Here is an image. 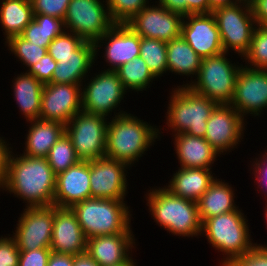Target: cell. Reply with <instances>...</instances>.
Here are the masks:
<instances>
[{"label":"cell","mask_w":267,"mask_h":266,"mask_svg":"<svg viewBox=\"0 0 267 266\" xmlns=\"http://www.w3.org/2000/svg\"><path fill=\"white\" fill-rule=\"evenodd\" d=\"M228 266H267V248L256 243L248 252L235 258Z\"/></svg>","instance_id":"cell-41"},{"label":"cell","mask_w":267,"mask_h":266,"mask_svg":"<svg viewBox=\"0 0 267 266\" xmlns=\"http://www.w3.org/2000/svg\"><path fill=\"white\" fill-rule=\"evenodd\" d=\"M209 0H186V15L212 13Z\"/></svg>","instance_id":"cell-46"},{"label":"cell","mask_w":267,"mask_h":266,"mask_svg":"<svg viewBox=\"0 0 267 266\" xmlns=\"http://www.w3.org/2000/svg\"><path fill=\"white\" fill-rule=\"evenodd\" d=\"M20 250L10 234L0 237V266H18Z\"/></svg>","instance_id":"cell-40"},{"label":"cell","mask_w":267,"mask_h":266,"mask_svg":"<svg viewBox=\"0 0 267 266\" xmlns=\"http://www.w3.org/2000/svg\"><path fill=\"white\" fill-rule=\"evenodd\" d=\"M228 54L223 52L216 56L202 58L199 72L188 87L217 104H230L242 64L232 63L227 58Z\"/></svg>","instance_id":"cell-7"},{"label":"cell","mask_w":267,"mask_h":266,"mask_svg":"<svg viewBox=\"0 0 267 266\" xmlns=\"http://www.w3.org/2000/svg\"><path fill=\"white\" fill-rule=\"evenodd\" d=\"M170 94L165 118L171 135L186 133L204 138L207 121L218 104L188 86H175Z\"/></svg>","instance_id":"cell-6"},{"label":"cell","mask_w":267,"mask_h":266,"mask_svg":"<svg viewBox=\"0 0 267 266\" xmlns=\"http://www.w3.org/2000/svg\"><path fill=\"white\" fill-rule=\"evenodd\" d=\"M83 42L82 38L65 30L48 45L47 52L51 57H66L72 55V51H75Z\"/></svg>","instance_id":"cell-38"},{"label":"cell","mask_w":267,"mask_h":266,"mask_svg":"<svg viewBox=\"0 0 267 266\" xmlns=\"http://www.w3.org/2000/svg\"><path fill=\"white\" fill-rule=\"evenodd\" d=\"M0 4V25L4 30V40L8 41L21 35L33 20L32 4L31 0H2Z\"/></svg>","instance_id":"cell-30"},{"label":"cell","mask_w":267,"mask_h":266,"mask_svg":"<svg viewBox=\"0 0 267 266\" xmlns=\"http://www.w3.org/2000/svg\"><path fill=\"white\" fill-rule=\"evenodd\" d=\"M245 122L230 104H218L207 121L204 139L219 155L230 153L244 139Z\"/></svg>","instance_id":"cell-13"},{"label":"cell","mask_w":267,"mask_h":266,"mask_svg":"<svg viewBox=\"0 0 267 266\" xmlns=\"http://www.w3.org/2000/svg\"><path fill=\"white\" fill-rule=\"evenodd\" d=\"M108 122L107 117L81 110L65 125L80 161L97 160L106 155Z\"/></svg>","instance_id":"cell-10"},{"label":"cell","mask_w":267,"mask_h":266,"mask_svg":"<svg viewBox=\"0 0 267 266\" xmlns=\"http://www.w3.org/2000/svg\"><path fill=\"white\" fill-rule=\"evenodd\" d=\"M183 15L163 6L149 4L135 14L127 24L140 37L169 42L181 36Z\"/></svg>","instance_id":"cell-15"},{"label":"cell","mask_w":267,"mask_h":266,"mask_svg":"<svg viewBox=\"0 0 267 266\" xmlns=\"http://www.w3.org/2000/svg\"><path fill=\"white\" fill-rule=\"evenodd\" d=\"M115 71L118 73L123 87L128 92L134 91L139 93L144 90L146 91L147 88L151 87V83L157 79L140 56L134 57L129 62L122 64Z\"/></svg>","instance_id":"cell-32"},{"label":"cell","mask_w":267,"mask_h":266,"mask_svg":"<svg viewBox=\"0 0 267 266\" xmlns=\"http://www.w3.org/2000/svg\"><path fill=\"white\" fill-rule=\"evenodd\" d=\"M266 206H265V208L264 209H266V210H264V214H265V219H266V221H265V223L267 224V202H266V204H265ZM267 227V226H266ZM258 245H260V246H263V247H266L267 248V244H261V243H259Z\"/></svg>","instance_id":"cell-54"},{"label":"cell","mask_w":267,"mask_h":266,"mask_svg":"<svg viewBox=\"0 0 267 266\" xmlns=\"http://www.w3.org/2000/svg\"><path fill=\"white\" fill-rule=\"evenodd\" d=\"M256 0H238V3L252 5Z\"/></svg>","instance_id":"cell-53"},{"label":"cell","mask_w":267,"mask_h":266,"mask_svg":"<svg viewBox=\"0 0 267 266\" xmlns=\"http://www.w3.org/2000/svg\"><path fill=\"white\" fill-rule=\"evenodd\" d=\"M74 256L70 254H58L51 252L47 266H73Z\"/></svg>","instance_id":"cell-48"},{"label":"cell","mask_w":267,"mask_h":266,"mask_svg":"<svg viewBox=\"0 0 267 266\" xmlns=\"http://www.w3.org/2000/svg\"><path fill=\"white\" fill-rule=\"evenodd\" d=\"M7 46V50L10 54H14L16 59L25 65L27 70L34 64H36L47 52V48L40 47L33 42L25 40L23 37L13 36L4 43Z\"/></svg>","instance_id":"cell-35"},{"label":"cell","mask_w":267,"mask_h":266,"mask_svg":"<svg viewBox=\"0 0 267 266\" xmlns=\"http://www.w3.org/2000/svg\"><path fill=\"white\" fill-rule=\"evenodd\" d=\"M224 52L242 57L248 52L253 33L257 27L250 5L236 3L212 10ZM230 51V52H229Z\"/></svg>","instance_id":"cell-8"},{"label":"cell","mask_w":267,"mask_h":266,"mask_svg":"<svg viewBox=\"0 0 267 266\" xmlns=\"http://www.w3.org/2000/svg\"><path fill=\"white\" fill-rule=\"evenodd\" d=\"M181 36L201 58L224 52L219 29L212 13L185 15Z\"/></svg>","instance_id":"cell-19"},{"label":"cell","mask_w":267,"mask_h":266,"mask_svg":"<svg viewBox=\"0 0 267 266\" xmlns=\"http://www.w3.org/2000/svg\"><path fill=\"white\" fill-rule=\"evenodd\" d=\"M134 236L133 233H117L88 238L86 253L100 266L122 264L133 255Z\"/></svg>","instance_id":"cell-22"},{"label":"cell","mask_w":267,"mask_h":266,"mask_svg":"<svg viewBox=\"0 0 267 266\" xmlns=\"http://www.w3.org/2000/svg\"><path fill=\"white\" fill-rule=\"evenodd\" d=\"M56 67L57 62L47 53L36 64L32 65L27 72L45 85L52 81V75Z\"/></svg>","instance_id":"cell-42"},{"label":"cell","mask_w":267,"mask_h":266,"mask_svg":"<svg viewBox=\"0 0 267 266\" xmlns=\"http://www.w3.org/2000/svg\"><path fill=\"white\" fill-rule=\"evenodd\" d=\"M90 161H80L56 175L53 205L71 208L76 203L91 198Z\"/></svg>","instance_id":"cell-21"},{"label":"cell","mask_w":267,"mask_h":266,"mask_svg":"<svg viewBox=\"0 0 267 266\" xmlns=\"http://www.w3.org/2000/svg\"><path fill=\"white\" fill-rule=\"evenodd\" d=\"M127 169V164L106 156L90 161L91 198L126 200Z\"/></svg>","instance_id":"cell-16"},{"label":"cell","mask_w":267,"mask_h":266,"mask_svg":"<svg viewBox=\"0 0 267 266\" xmlns=\"http://www.w3.org/2000/svg\"><path fill=\"white\" fill-rule=\"evenodd\" d=\"M73 266H100L94 259L87 253L74 256Z\"/></svg>","instance_id":"cell-50"},{"label":"cell","mask_w":267,"mask_h":266,"mask_svg":"<svg viewBox=\"0 0 267 266\" xmlns=\"http://www.w3.org/2000/svg\"><path fill=\"white\" fill-rule=\"evenodd\" d=\"M146 193V205L157 225L179 238L201 236L202 221L197 202L173 195L160 186Z\"/></svg>","instance_id":"cell-3"},{"label":"cell","mask_w":267,"mask_h":266,"mask_svg":"<svg viewBox=\"0 0 267 266\" xmlns=\"http://www.w3.org/2000/svg\"><path fill=\"white\" fill-rule=\"evenodd\" d=\"M27 122L30 125H28L29 129L25 135V143L23 144L25 148L22 154L29 157L46 158L51 147L65 132V125L42 119Z\"/></svg>","instance_id":"cell-26"},{"label":"cell","mask_w":267,"mask_h":266,"mask_svg":"<svg viewBox=\"0 0 267 266\" xmlns=\"http://www.w3.org/2000/svg\"><path fill=\"white\" fill-rule=\"evenodd\" d=\"M179 167L212 169L217 157V151L202 137L186 133L172 135Z\"/></svg>","instance_id":"cell-24"},{"label":"cell","mask_w":267,"mask_h":266,"mask_svg":"<svg viewBox=\"0 0 267 266\" xmlns=\"http://www.w3.org/2000/svg\"><path fill=\"white\" fill-rule=\"evenodd\" d=\"M230 105L242 118L261 117L267 109V69H256L242 65L237 79L234 97Z\"/></svg>","instance_id":"cell-14"},{"label":"cell","mask_w":267,"mask_h":266,"mask_svg":"<svg viewBox=\"0 0 267 266\" xmlns=\"http://www.w3.org/2000/svg\"><path fill=\"white\" fill-rule=\"evenodd\" d=\"M140 57L157 79L167 73L166 42L140 37Z\"/></svg>","instance_id":"cell-33"},{"label":"cell","mask_w":267,"mask_h":266,"mask_svg":"<svg viewBox=\"0 0 267 266\" xmlns=\"http://www.w3.org/2000/svg\"><path fill=\"white\" fill-rule=\"evenodd\" d=\"M128 113L127 111L109 119L105 156L121 161L131 168L161 137L163 128H158L150 122L148 124L147 121Z\"/></svg>","instance_id":"cell-2"},{"label":"cell","mask_w":267,"mask_h":266,"mask_svg":"<svg viewBox=\"0 0 267 266\" xmlns=\"http://www.w3.org/2000/svg\"><path fill=\"white\" fill-rule=\"evenodd\" d=\"M253 168L252 173L254 174V183L256 182L258 191H262L264 197L267 199V150L264 149L262 155L256 157L255 160L251 163ZM262 188V189H261ZM265 188V189H263ZM267 202V200H266Z\"/></svg>","instance_id":"cell-44"},{"label":"cell","mask_w":267,"mask_h":266,"mask_svg":"<svg viewBox=\"0 0 267 266\" xmlns=\"http://www.w3.org/2000/svg\"><path fill=\"white\" fill-rule=\"evenodd\" d=\"M71 0H31L33 14H45L64 19Z\"/></svg>","instance_id":"cell-39"},{"label":"cell","mask_w":267,"mask_h":266,"mask_svg":"<svg viewBox=\"0 0 267 266\" xmlns=\"http://www.w3.org/2000/svg\"><path fill=\"white\" fill-rule=\"evenodd\" d=\"M14 77L12 81L14 100L21 114L26 121L39 119L44 84L26 70Z\"/></svg>","instance_id":"cell-27"},{"label":"cell","mask_w":267,"mask_h":266,"mask_svg":"<svg viewBox=\"0 0 267 266\" xmlns=\"http://www.w3.org/2000/svg\"><path fill=\"white\" fill-rule=\"evenodd\" d=\"M84 83L81 85L83 111L104 117H110L113 111L112 117L127 113L119 106L128 91L123 87L116 71L101 70L96 72L87 84L86 80ZM117 110L120 111L116 113Z\"/></svg>","instance_id":"cell-9"},{"label":"cell","mask_w":267,"mask_h":266,"mask_svg":"<svg viewBox=\"0 0 267 266\" xmlns=\"http://www.w3.org/2000/svg\"><path fill=\"white\" fill-rule=\"evenodd\" d=\"M52 58L57 62V67L50 83L82 85L86 78L87 81L89 80L88 74L95 65L94 43L84 41L75 51H72V55Z\"/></svg>","instance_id":"cell-23"},{"label":"cell","mask_w":267,"mask_h":266,"mask_svg":"<svg viewBox=\"0 0 267 266\" xmlns=\"http://www.w3.org/2000/svg\"><path fill=\"white\" fill-rule=\"evenodd\" d=\"M251 68L267 69V26L257 25L252 36L250 48L243 56ZM247 61V62H246Z\"/></svg>","instance_id":"cell-36"},{"label":"cell","mask_w":267,"mask_h":266,"mask_svg":"<svg viewBox=\"0 0 267 266\" xmlns=\"http://www.w3.org/2000/svg\"><path fill=\"white\" fill-rule=\"evenodd\" d=\"M87 238L71 208L54 205V222L50 249L73 256L86 253Z\"/></svg>","instance_id":"cell-20"},{"label":"cell","mask_w":267,"mask_h":266,"mask_svg":"<svg viewBox=\"0 0 267 266\" xmlns=\"http://www.w3.org/2000/svg\"><path fill=\"white\" fill-rule=\"evenodd\" d=\"M152 1V0H150ZM149 0H106L110 16L115 23H126L139 13Z\"/></svg>","instance_id":"cell-37"},{"label":"cell","mask_w":267,"mask_h":266,"mask_svg":"<svg viewBox=\"0 0 267 266\" xmlns=\"http://www.w3.org/2000/svg\"><path fill=\"white\" fill-rule=\"evenodd\" d=\"M209 2H210V7L212 9H215V8L221 7V6L236 4V3H238V0H209Z\"/></svg>","instance_id":"cell-51"},{"label":"cell","mask_w":267,"mask_h":266,"mask_svg":"<svg viewBox=\"0 0 267 266\" xmlns=\"http://www.w3.org/2000/svg\"><path fill=\"white\" fill-rule=\"evenodd\" d=\"M105 3V0H71L63 19L65 30L95 43L115 24Z\"/></svg>","instance_id":"cell-11"},{"label":"cell","mask_w":267,"mask_h":266,"mask_svg":"<svg viewBox=\"0 0 267 266\" xmlns=\"http://www.w3.org/2000/svg\"><path fill=\"white\" fill-rule=\"evenodd\" d=\"M241 209L207 218L202 222L201 235L208 243L222 252L220 266H228L235 258L248 252L256 243L252 242L249 223Z\"/></svg>","instance_id":"cell-4"},{"label":"cell","mask_w":267,"mask_h":266,"mask_svg":"<svg viewBox=\"0 0 267 266\" xmlns=\"http://www.w3.org/2000/svg\"><path fill=\"white\" fill-rule=\"evenodd\" d=\"M56 174L46 158L11 152L6 182L2 188L23 200L26 207L53 205Z\"/></svg>","instance_id":"cell-1"},{"label":"cell","mask_w":267,"mask_h":266,"mask_svg":"<svg viewBox=\"0 0 267 266\" xmlns=\"http://www.w3.org/2000/svg\"><path fill=\"white\" fill-rule=\"evenodd\" d=\"M251 8L256 24L267 26V0H256Z\"/></svg>","instance_id":"cell-47"},{"label":"cell","mask_w":267,"mask_h":266,"mask_svg":"<svg viewBox=\"0 0 267 266\" xmlns=\"http://www.w3.org/2000/svg\"><path fill=\"white\" fill-rule=\"evenodd\" d=\"M212 172L205 168L178 167L164 187L173 195L197 202L215 180Z\"/></svg>","instance_id":"cell-25"},{"label":"cell","mask_w":267,"mask_h":266,"mask_svg":"<svg viewBox=\"0 0 267 266\" xmlns=\"http://www.w3.org/2000/svg\"><path fill=\"white\" fill-rule=\"evenodd\" d=\"M156 3L163 6L167 10L177 12L183 16L186 15V0H158L155 1V4Z\"/></svg>","instance_id":"cell-49"},{"label":"cell","mask_w":267,"mask_h":266,"mask_svg":"<svg viewBox=\"0 0 267 266\" xmlns=\"http://www.w3.org/2000/svg\"><path fill=\"white\" fill-rule=\"evenodd\" d=\"M132 256L124 263L112 266H137L136 262L133 260ZM135 262V263H134Z\"/></svg>","instance_id":"cell-52"},{"label":"cell","mask_w":267,"mask_h":266,"mask_svg":"<svg viewBox=\"0 0 267 266\" xmlns=\"http://www.w3.org/2000/svg\"><path fill=\"white\" fill-rule=\"evenodd\" d=\"M126 201L89 198L71 207L85 237L133 233L131 209Z\"/></svg>","instance_id":"cell-5"},{"label":"cell","mask_w":267,"mask_h":266,"mask_svg":"<svg viewBox=\"0 0 267 266\" xmlns=\"http://www.w3.org/2000/svg\"><path fill=\"white\" fill-rule=\"evenodd\" d=\"M33 15V20L20 36L33 44L48 48L53 39L65 31L63 20L45 14Z\"/></svg>","instance_id":"cell-31"},{"label":"cell","mask_w":267,"mask_h":266,"mask_svg":"<svg viewBox=\"0 0 267 266\" xmlns=\"http://www.w3.org/2000/svg\"><path fill=\"white\" fill-rule=\"evenodd\" d=\"M46 159L56 175L80 162L66 132L51 147Z\"/></svg>","instance_id":"cell-34"},{"label":"cell","mask_w":267,"mask_h":266,"mask_svg":"<svg viewBox=\"0 0 267 266\" xmlns=\"http://www.w3.org/2000/svg\"><path fill=\"white\" fill-rule=\"evenodd\" d=\"M12 235L20 251L50 248L54 222V205L25 207Z\"/></svg>","instance_id":"cell-12"},{"label":"cell","mask_w":267,"mask_h":266,"mask_svg":"<svg viewBox=\"0 0 267 266\" xmlns=\"http://www.w3.org/2000/svg\"><path fill=\"white\" fill-rule=\"evenodd\" d=\"M167 46V73L191 77L190 81L179 86H188L199 72L202 58L190 47L182 36L166 43ZM193 75V76H192ZM189 82V83H188Z\"/></svg>","instance_id":"cell-29"},{"label":"cell","mask_w":267,"mask_h":266,"mask_svg":"<svg viewBox=\"0 0 267 266\" xmlns=\"http://www.w3.org/2000/svg\"><path fill=\"white\" fill-rule=\"evenodd\" d=\"M51 252L50 248L20 251L18 266H47Z\"/></svg>","instance_id":"cell-43"},{"label":"cell","mask_w":267,"mask_h":266,"mask_svg":"<svg viewBox=\"0 0 267 266\" xmlns=\"http://www.w3.org/2000/svg\"><path fill=\"white\" fill-rule=\"evenodd\" d=\"M101 46L105 50L102 57L105 58L106 66H109L104 70L115 71L122 64L140 56V36L125 23H115L94 43L95 61Z\"/></svg>","instance_id":"cell-18"},{"label":"cell","mask_w":267,"mask_h":266,"mask_svg":"<svg viewBox=\"0 0 267 266\" xmlns=\"http://www.w3.org/2000/svg\"><path fill=\"white\" fill-rule=\"evenodd\" d=\"M232 184L220 178L210 184L208 190L197 201L199 216L203 222L207 218L237 210Z\"/></svg>","instance_id":"cell-28"},{"label":"cell","mask_w":267,"mask_h":266,"mask_svg":"<svg viewBox=\"0 0 267 266\" xmlns=\"http://www.w3.org/2000/svg\"><path fill=\"white\" fill-rule=\"evenodd\" d=\"M81 110V85L66 83L44 85L39 119L66 125Z\"/></svg>","instance_id":"cell-17"},{"label":"cell","mask_w":267,"mask_h":266,"mask_svg":"<svg viewBox=\"0 0 267 266\" xmlns=\"http://www.w3.org/2000/svg\"><path fill=\"white\" fill-rule=\"evenodd\" d=\"M4 138L5 137L0 136V190L3 188L6 182L8 161L10 154L13 151V146H9L11 144L6 142L8 139L5 140Z\"/></svg>","instance_id":"cell-45"}]
</instances>
